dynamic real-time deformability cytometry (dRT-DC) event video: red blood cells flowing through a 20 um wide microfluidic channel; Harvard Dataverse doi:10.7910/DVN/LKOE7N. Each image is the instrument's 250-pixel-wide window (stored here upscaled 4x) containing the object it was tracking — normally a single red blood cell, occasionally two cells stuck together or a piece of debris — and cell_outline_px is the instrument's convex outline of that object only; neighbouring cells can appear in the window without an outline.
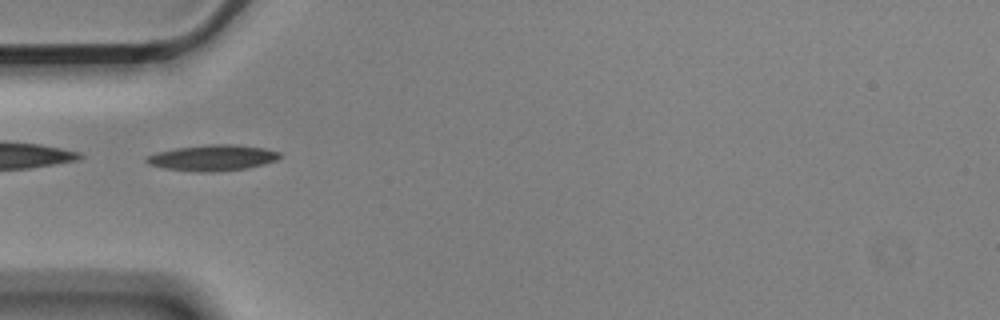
{"species": "Egyptian fruit bat (a non-hibernating species)", "species_latin": "Rousettus aegyptiacus", "temperature_condition": "cold", "stored_images_in_passage": 55, "camera_frame_rate_fps": 3000, "um_per_image_px": 0.085, "animal": {"sex": "male"}, "frame": {"image": 1, "passage_image": 18, "time_ms": 5.667, "image_size_px": [1000, 320], "cell_outline_px": [[280, 156], [276, 160], [264, 164], [248, 168], [212, 172], [200, 172], [164, 168], [148, 164], [144, 160], [144, 156], [156, 152], [176, 148], [208, 144], [236, 144], [264, 148], [280, 152]], "centroid_in_image_um": [18.03, 13.41], "position_along_channel_um": 67.0, "area_um2": 20.23}}
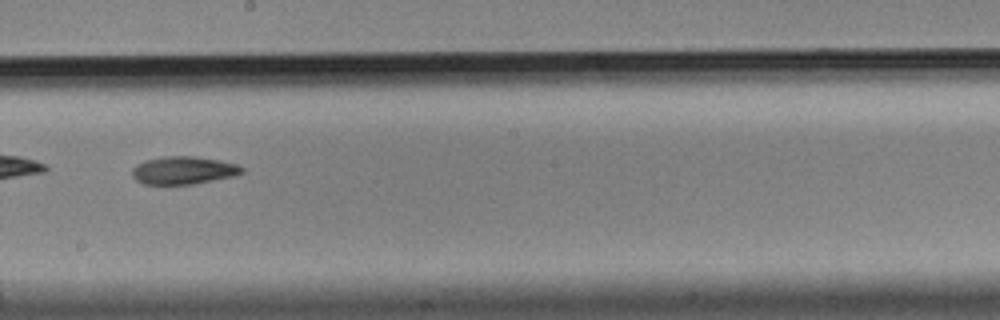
{"frame": {"image": 2, "passage_image": 32, "time_ms": 10.333, "image_size_px": [1000, 320], "cell_outline_px": [[244, 172], [236, 176], [196, 184], [144, 184], [136, 180], [132, 176], [132, 168], [136, 164], [144, 160], [164, 156], [192, 156], [220, 160], [236, 164], [244, 168]], "centroid_in_image_um": [15.6, 14.48], "position_along_channel_um": 232.6, "area_um2": 18.03}}
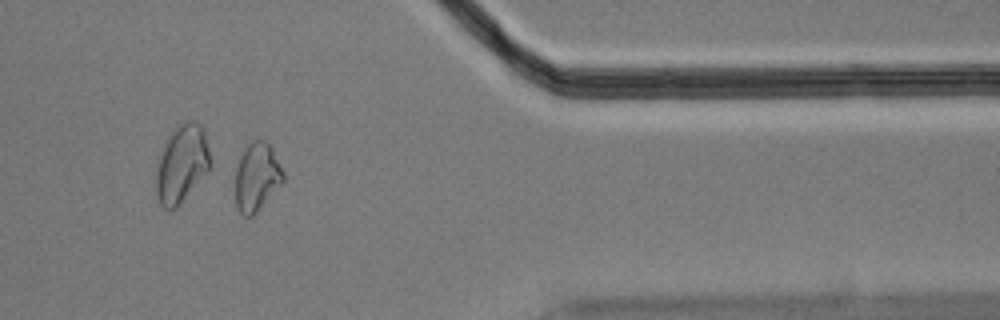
{"frame": {"image": 3, "passage_image": 47, "time_ms": 15.333, "image_size_px": [1000, 320], "cell_outline_px": [[284, 180], [256, 212], [252, 216], [244, 216], [236, 208], [236, 168], [240, 156], [244, 148], [252, 140], [264, 140], [272, 148], [284, 172]], "centroid_in_image_um": [21.82, 15.02], "position_along_channel_um": 389.6, "area_um2": 18.84}, "authors_computed_cell_mechanics": {"area_um2": 19.1896, "velocity_mm_per_s": 3.5401, "shape_relaxation_time_tau1_ms": null, "shape_relaxation_time_tau2_ms": 10.1147, "deformation_change_tau1": null, "deformation_change_tau2": 0.198}}